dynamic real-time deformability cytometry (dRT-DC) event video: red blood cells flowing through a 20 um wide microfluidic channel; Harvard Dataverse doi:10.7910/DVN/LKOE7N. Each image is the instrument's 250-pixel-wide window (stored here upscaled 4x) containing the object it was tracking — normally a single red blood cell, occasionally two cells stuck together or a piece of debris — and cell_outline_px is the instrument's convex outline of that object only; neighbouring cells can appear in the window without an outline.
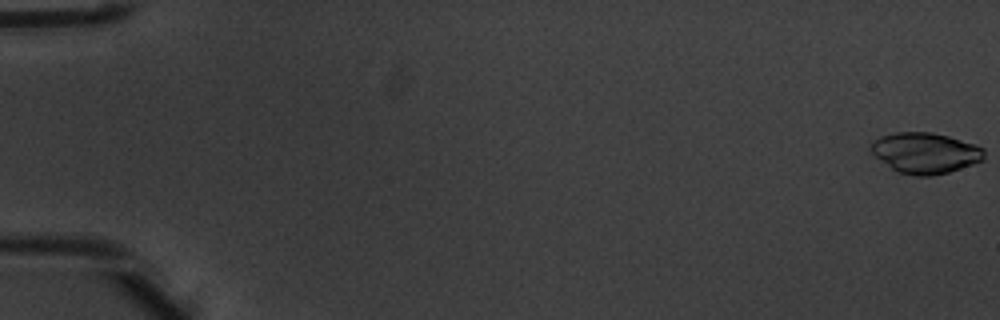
{"species": "common noctule bat (a hibernating species)", "species_latin": "Nyctalus noctula", "temperature_condition": "warm", "stored_images_in_passage": 6, "camera_frame_rate_fps": 3000, "um_per_image_px": 0.085, "animal": {"sex": "male", "body_mass_g": 20.1, "forearm_length_mm": 53.5}, "frame": {"image": 1, "passage_image": 1, "time_ms": 0.0, "image_size_px": [1000, 320], "cell_outline_px": [[984, 160], [948, 172], [932, 176], [916, 176], [900, 172], [892, 168], [876, 156], [872, 152], [872, 144], [880, 136], [896, 132], [932, 132], [948, 136], [984, 148]], "centroid_in_image_um": [78.67, 13.0], "position_along_channel_um": 6.3, "area_um2": 26.41}}